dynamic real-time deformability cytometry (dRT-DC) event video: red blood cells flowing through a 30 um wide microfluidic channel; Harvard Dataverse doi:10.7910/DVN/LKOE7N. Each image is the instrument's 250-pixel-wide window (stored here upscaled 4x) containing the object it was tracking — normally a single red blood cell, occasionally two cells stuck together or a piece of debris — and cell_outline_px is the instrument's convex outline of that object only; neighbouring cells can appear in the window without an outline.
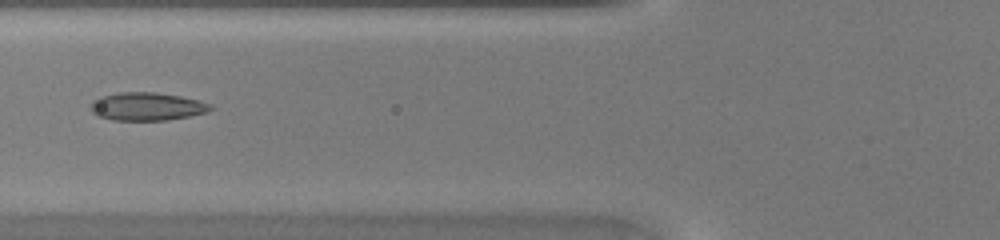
{"species": "common noctule bat (a hibernating species)", "species_latin": "Nyctalus noctula", "temperature_condition": "warm", "stored_images_in_passage": 45, "camera_frame_rate_fps": 3000, "um_per_image_px": 0.085, "animal": {"sex": "female", "body_mass_g": 20.0, "forearm_length_mm": 54.0}, "frame": {"image": 1, "passage_image": 18, "time_ms": 5.667, "image_size_px": [1000, 240], "cell_outline_px": [[216, 108], [208, 112], [168, 120], [112, 120], [96, 116], [88, 108], [88, 104], [92, 100], [100, 96], [120, 92], [156, 92], [180, 96], [212, 104]], "centroid_in_image_um": [12.44, 9.05], "position_along_channel_um": 113.4, "area_um2": 19.94}}
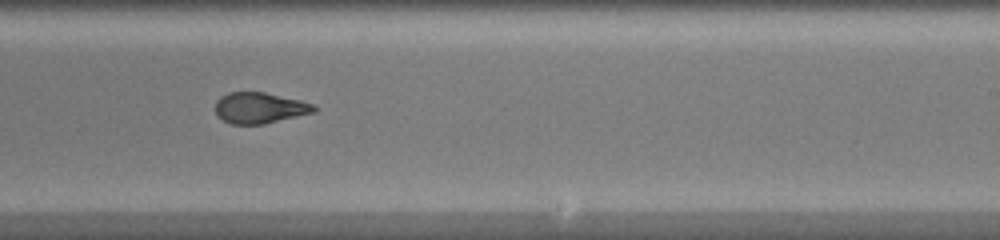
{"frame": {"image": 2, "passage_image": 28, "time_ms": 9.0, "image_size_px": [1000, 240], "cell_outline_px": [[316, 112], [264, 124], [232, 124], [216, 116], [216, 100], [220, 96], [228, 92], [264, 92], [300, 100], [316, 104]], "centroid_in_image_um": [22.08, 9.17], "position_along_channel_um": 266.9, "area_um2": 17.92}}
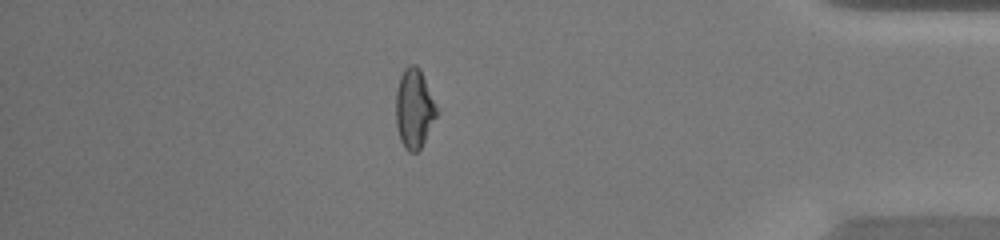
{"frame": {"image": 3, "passage_image": 39, "time_ms": 12.667, "image_size_px": [1000, 240], "cell_outline_px": [[440, 112], [420, 148], [416, 152], [408, 152], [404, 148], [400, 140], [396, 124], [396, 92], [400, 76], [404, 68], [408, 64], [416, 64], [420, 68], [440, 108]], "centroid_in_image_um": [35.24, 9.2], "position_along_channel_um": 400.0, "area_um2": 19.48}}